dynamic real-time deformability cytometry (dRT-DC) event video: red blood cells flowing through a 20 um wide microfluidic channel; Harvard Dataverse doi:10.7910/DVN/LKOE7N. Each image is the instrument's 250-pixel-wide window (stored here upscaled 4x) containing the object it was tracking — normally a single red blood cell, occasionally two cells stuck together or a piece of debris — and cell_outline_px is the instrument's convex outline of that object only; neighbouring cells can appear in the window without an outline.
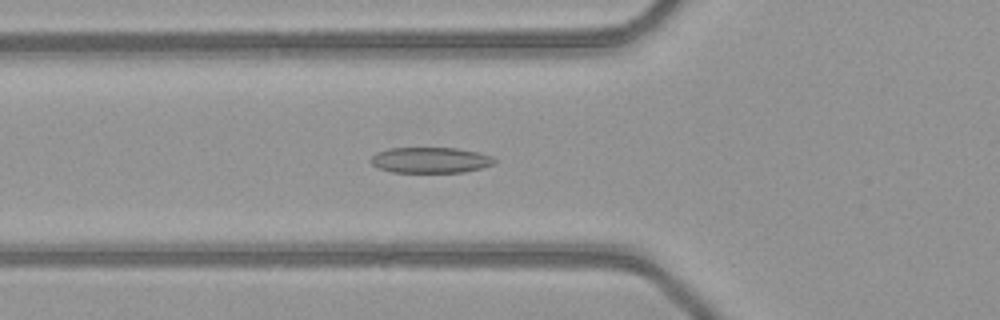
{"species": "common noctule bat (a hibernating species)", "species_latin": "Nyctalus noctula", "temperature_condition": "warm", "stored_images_in_passage": 35, "camera_frame_rate_fps": 3000, "um_per_image_px": 0.085, "animal": {"sex": "female", "body_mass_g": 21.9}, "frame": {"image": 1, "passage_image": 3, "time_ms": 0.667, "image_size_px": [1000, 320], "cell_outline_px": [[496, 164], [464, 172], [392, 172], [380, 168], [372, 164], [368, 160], [376, 152], [388, 148], [456, 148], [476, 152], [492, 156], [496, 160]], "centroid_in_image_um": [36.57, 13.6], "position_along_channel_um": 89.2, "area_um2": 18.55}}
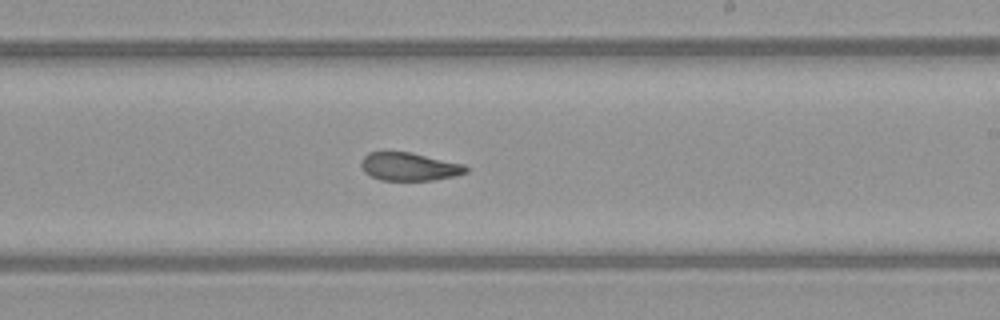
{"frame": {"image": 2, "passage_image": 15, "time_ms": 4.667, "image_size_px": [1000, 320], "cell_outline_px": [[468, 172], [456, 176], [432, 180], [380, 180], [364, 172], [360, 164], [364, 156], [368, 152], [412, 152], [464, 164], [468, 168]], "centroid_in_image_um": [34.8, 14.16], "position_along_channel_um": 254.2, "area_um2": 17.22}}
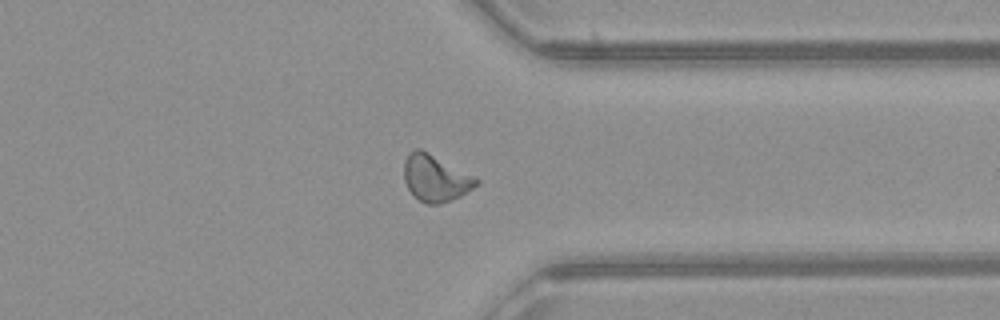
{"frame": {"image": 3, "passage_image": 24, "time_ms": 7.667, "image_size_px": [1000, 320], "cell_outline_px": [[480, 184], [460, 196], [440, 204], [428, 204], [420, 200], [408, 188], [404, 180], [404, 160], [408, 152], [416, 148], [420, 148], [428, 152], [480, 180]], "centroid_in_image_um": [37.0, 15.13], "position_along_channel_um": 374.4, "area_um2": 19.36}, "authors_computed_cell_mechanics": {"area_um2": 18.3226, "velocity_mm_per_s": 4.1097, "shape_relaxation_time_tau1_ms": null, "shape_relaxation_time_tau2_ms": 1.7162, "deformation_change_tau1": null, "deformation_change_tau2": 0.0866}}